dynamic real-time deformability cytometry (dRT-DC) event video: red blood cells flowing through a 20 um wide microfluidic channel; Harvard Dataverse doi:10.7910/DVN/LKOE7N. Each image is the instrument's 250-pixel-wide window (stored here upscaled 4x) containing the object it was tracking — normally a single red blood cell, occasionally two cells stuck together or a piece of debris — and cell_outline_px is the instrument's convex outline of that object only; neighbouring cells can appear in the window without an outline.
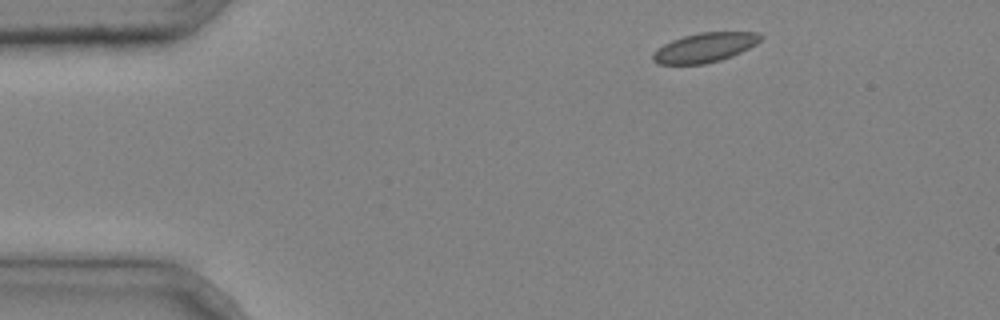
{"species": "common noctule bat (a hibernating species)", "species_latin": "Nyctalus noctula", "temperature_condition": "cold", "stored_images_in_passage": 3, "camera_frame_rate_fps": 3000, "um_per_image_px": 0.085, "animal": {"sex": "male", "body_mass_g": 20.4}, "frame": {"image": 1, "passage_image": 1, "time_ms": 0.0, "image_size_px": [1000, 320], "cell_outline_px": [[764, 36], [756, 44], [732, 56], [720, 60], [704, 64], [656, 64], [652, 60], [652, 56], [664, 44], [672, 40], [684, 36], [700, 32], [760, 32]], "centroid_in_image_um": [59.94, 4.04], "position_along_channel_um": 25.1, "area_um2": 18.32}}